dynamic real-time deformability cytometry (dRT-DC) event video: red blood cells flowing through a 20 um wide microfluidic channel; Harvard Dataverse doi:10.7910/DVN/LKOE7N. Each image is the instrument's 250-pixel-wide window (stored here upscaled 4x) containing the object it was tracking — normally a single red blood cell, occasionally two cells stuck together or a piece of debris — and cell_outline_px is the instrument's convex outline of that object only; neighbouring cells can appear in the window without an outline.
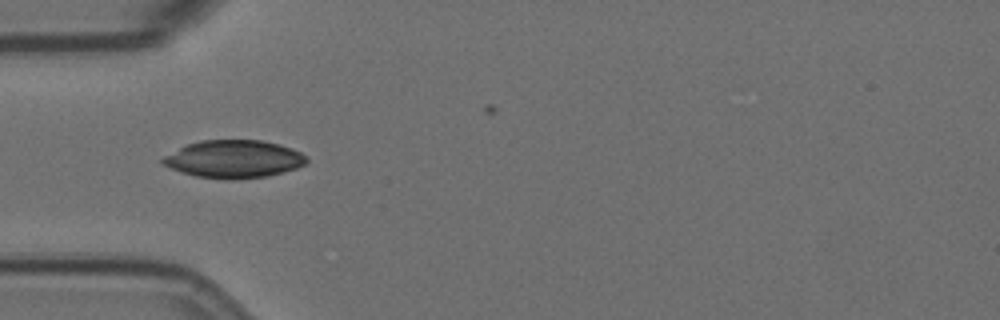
{"species": "Egyptian fruit bat (a non-hibernating species)", "species_latin": "Rousettus aegyptiacus", "temperature_condition": "room temperature", "stored_images_in_passage": 8, "camera_frame_rate_fps": 3000, "um_per_image_px": 0.085, "animal": {"sex": "female"}, "frame": {"image": 1, "passage_image": 1, "time_ms": 0.0, "image_size_px": [1000, 320], "cell_outline_px": [[308, 160], [304, 164], [296, 168], [284, 172], [268, 176], [228, 180], [224, 180], [196, 176], [160, 164], [160, 160], [164, 156], [188, 144], [200, 140], [260, 140], [292, 148], [300, 152]], "centroid_in_image_um": [19.86, 13.53], "position_along_channel_um": 65.1, "area_um2": 31.44}}
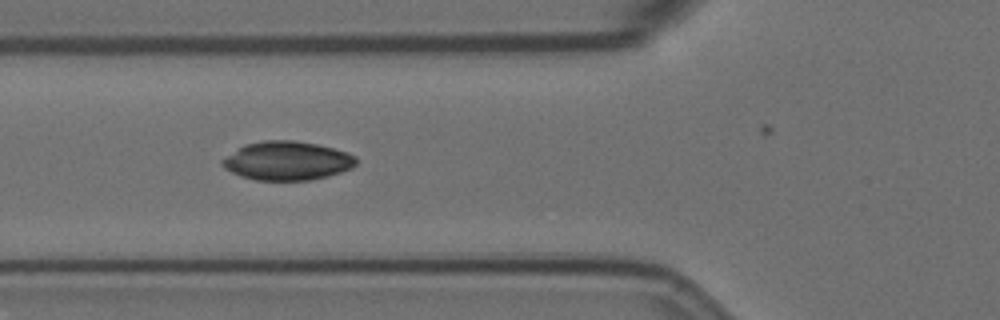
{"frame": {"image": 2, "passage_image": 4, "time_ms": 1.0, "image_size_px": [1000, 320], "cell_outline_px": [[356, 164], [352, 168], [328, 176], [312, 180], [256, 180], [240, 176], [224, 168], [220, 164], [220, 160], [244, 144], [264, 140], [292, 140], [316, 144], [348, 152], [356, 156]], "centroid_in_image_um": [24.39, 13.67], "position_along_channel_um": 101.4, "area_um2": 30.35}}
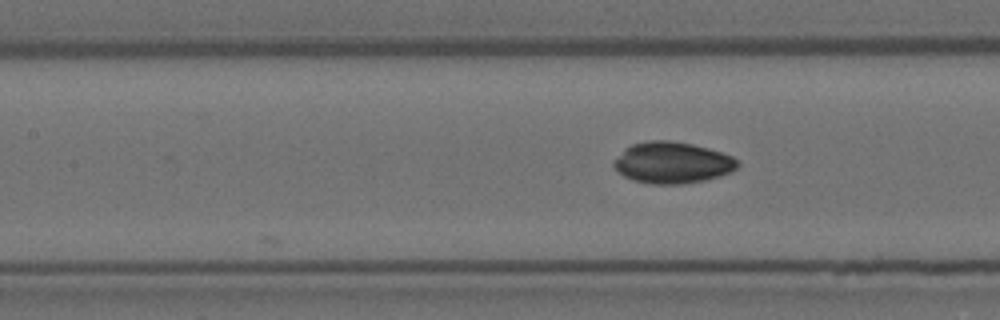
{"frame": {"image": 3, "passage_image": 8, "time_ms": 2.333, "image_size_px": [1000, 320], "cell_outline_px": [[740, 164], [732, 172], [720, 176], [704, 180], [684, 184], [652, 184], [632, 180], [624, 176], [612, 164], [624, 148], [632, 144], [648, 140], [668, 140], [692, 144], [708, 148], [732, 156]], "centroid_in_image_um": [57.15, 13.83], "position_along_channel_um": 150.2, "area_um2": 29.82}}